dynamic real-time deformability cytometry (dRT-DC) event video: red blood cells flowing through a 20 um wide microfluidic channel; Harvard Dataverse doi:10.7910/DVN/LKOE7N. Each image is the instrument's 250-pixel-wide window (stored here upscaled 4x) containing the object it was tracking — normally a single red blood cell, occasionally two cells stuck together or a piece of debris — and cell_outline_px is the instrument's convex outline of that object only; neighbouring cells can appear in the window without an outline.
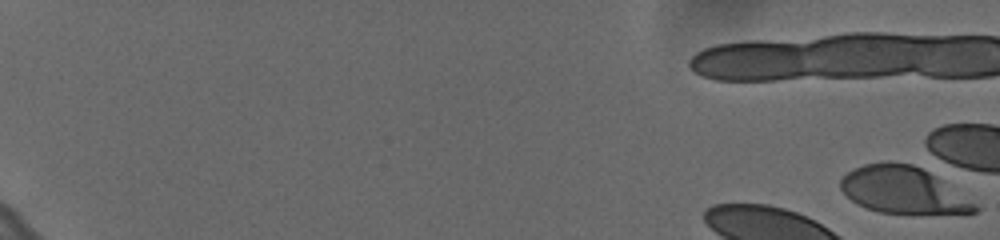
{"species": "human", "species_latin": "Homo sapiens", "temperature_condition": "cold", "stored_images_in_passage": 1, "camera_frame_rate_fps": 3000, "um_per_image_px": 0.085, "donor": {"sex": "female"}, "frame": {"image": 1, "passage_image": 1, "time_ms": 0.0, "image_size_px": [1000, 240], "cell_outline_px": [[980, 208], [976, 212], [880, 212], [856, 204], [840, 188], [840, 180], [848, 172], [864, 164], [884, 160], [888, 160], [912, 164], [928, 172], [976, 204]], "centroid_in_image_um": [76.68, 16.12], "position_along_channel_um": 8.3, "area_um2": 35.55}}